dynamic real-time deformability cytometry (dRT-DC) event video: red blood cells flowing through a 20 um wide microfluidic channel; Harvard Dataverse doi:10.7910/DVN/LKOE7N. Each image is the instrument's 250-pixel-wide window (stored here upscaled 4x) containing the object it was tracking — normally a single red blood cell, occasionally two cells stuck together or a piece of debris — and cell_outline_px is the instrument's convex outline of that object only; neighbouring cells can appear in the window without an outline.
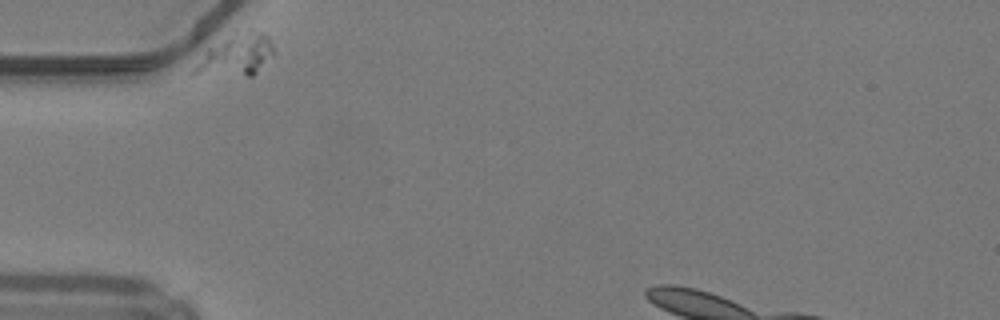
{"species": "common noctule bat (a hibernating species)", "species_latin": "Nyctalus noctula", "temperature_condition": "warm", "stored_images_in_passage": 15, "camera_frame_rate_fps": 3000, "um_per_image_px": 0.085, "animal": {"sex": "male", "body_mass_g": 19.2, "forearm_length_mm": 51.8}, "frame": {"image": 1, "passage_image": 1, "time_ms": 0.0, "image_size_px": [1000, 320], "cell_outline_px": [[276, 52], [252, 76], [244, 76], [188, 72], [204, 52], [208, 48], [236, 32], [248, 28], [252, 28], [268, 36]], "centroid_in_image_um": [20.1, 4.65], "position_along_channel_um": 64.9, "area_um2": 19.07}}
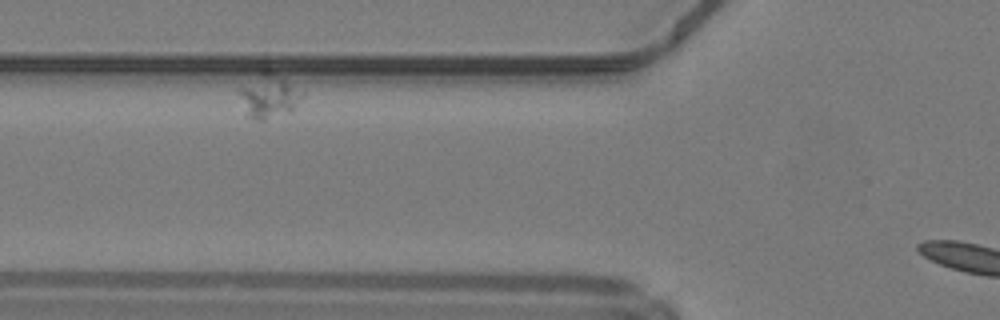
{"frame": {"image": 2, "passage_image": 6, "time_ms": 1.667, "image_size_px": [1000, 320], "cell_outline_px": [[304, 96], [292, 112], [264, 120], [256, 120], [244, 116], [236, 88], [264, 64], [304, 92]], "centroid_in_image_um": [22.77, 8.08], "position_along_channel_um": 103.0, "area_um2": 17.63}}
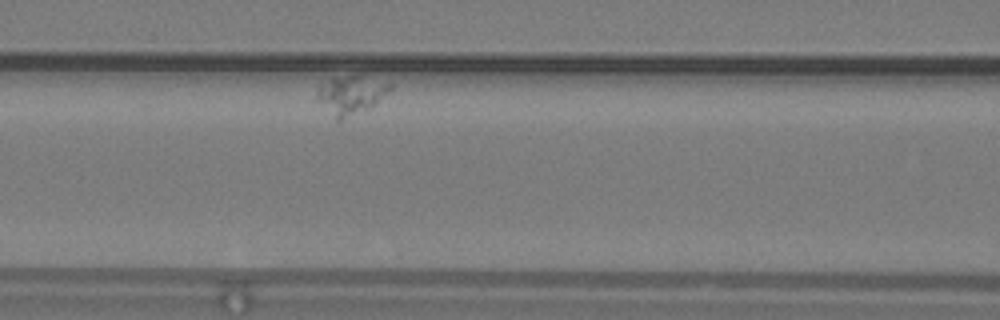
{"frame": {"image": 3, "passage_image": 10, "time_ms": 3.0, "image_size_px": [1000, 320], "cell_outline_px": [[392, 88], [388, 92], [368, 108], [340, 120], [336, 120], [316, 96], [316, 88], [320, 84], [336, 76], [360, 76], [392, 84]], "centroid_in_image_um": [29.78, 8.04], "position_along_channel_um": 136.8, "area_um2": 15.78}}